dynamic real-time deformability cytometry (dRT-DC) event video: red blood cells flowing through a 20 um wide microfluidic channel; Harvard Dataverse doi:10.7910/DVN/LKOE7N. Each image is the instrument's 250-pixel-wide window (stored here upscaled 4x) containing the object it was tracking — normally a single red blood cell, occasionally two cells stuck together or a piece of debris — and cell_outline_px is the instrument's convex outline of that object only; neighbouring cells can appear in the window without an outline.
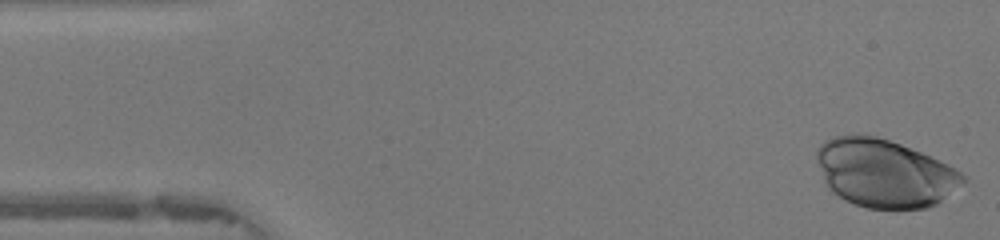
{"species": "human", "species_latin": "Homo sapiens", "temperature_condition": "warm", "stored_images_in_passage": 47, "camera_frame_rate_fps": 3000, "um_per_image_px": 0.085, "donor": {"sex": "female"}, "frame": {"image": 1, "passage_image": 1, "time_ms": 0.0, "image_size_px": [1000, 240], "cell_outline_px": [[964, 180], [936, 204], [928, 208], [868, 208], [844, 200], [832, 192], [824, 180], [816, 160], [816, 152], [820, 144], [824, 140], [836, 136], [856, 132], [876, 136], [900, 144], [920, 152], [948, 164], [956, 168], [964, 176]], "centroid_in_image_um": [75.12, 14.69], "position_along_channel_um": 9.9, "area_um2": 57.63}}
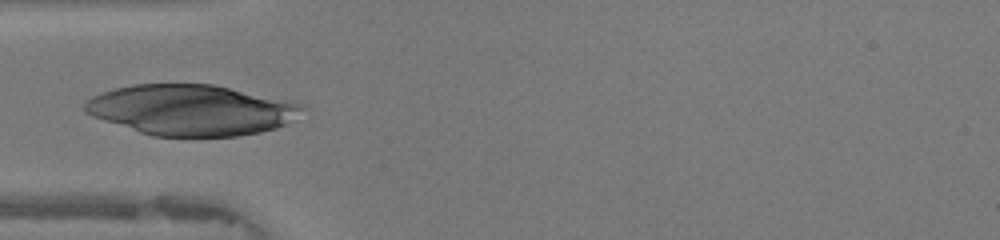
{"frame": {"image": 2, "passage_image": 14, "time_ms": 4.333, "image_size_px": [1000, 240], "cell_outline_px": [[304, 108], [284, 124], [276, 128], [260, 132], [236, 136], [152, 136], [92, 116], [84, 112], [84, 104], [92, 96], [116, 88], [132, 84], [212, 84], [284, 100], [300, 104]], "centroid_in_image_um": [16.18, 9.35], "position_along_channel_um": 68.8, "area_um2": 63.12}}
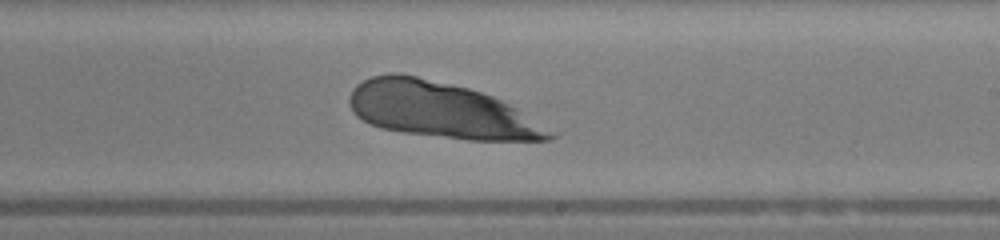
{"frame": {"image": 3, "passage_image": 27, "time_ms": 8.667, "image_size_px": [1000, 240], "cell_outline_px": [[560, 132], [552, 140], [468, 140], [404, 132], [380, 128], [368, 124], [356, 116], [352, 112], [348, 100], [348, 96], [352, 88], [356, 84], [372, 76], [392, 72], [400, 72], [468, 88], [492, 96], [516, 108]], "centroid_in_image_um": [37.49, 9.37], "position_along_channel_um": 251.5, "area_um2": 65.6}}